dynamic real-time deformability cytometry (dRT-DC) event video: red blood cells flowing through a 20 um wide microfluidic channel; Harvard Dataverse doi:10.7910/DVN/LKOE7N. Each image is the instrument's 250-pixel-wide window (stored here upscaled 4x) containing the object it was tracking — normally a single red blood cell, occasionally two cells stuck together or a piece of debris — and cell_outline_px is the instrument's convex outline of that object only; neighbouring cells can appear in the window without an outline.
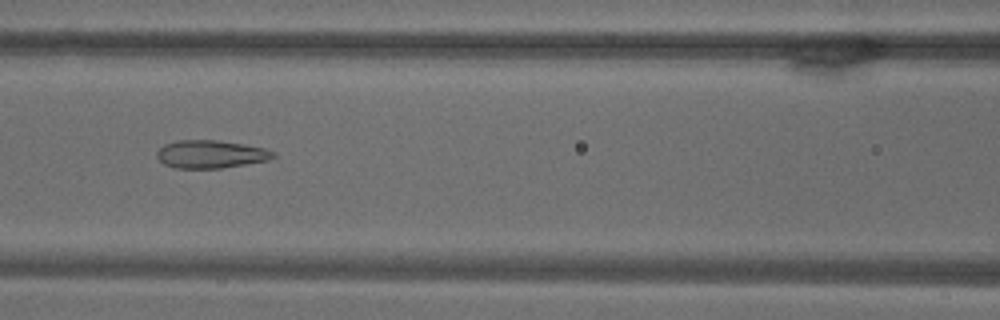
{"species": "common noctule bat (a hibernating species)", "species_latin": "Nyctalus noctula", "temperature_condition": "warm", "stored_images_in_passage": 69, "camera_frame_rate_fps": 3000, "um_per_image_px": 0.085, "animal": {"sex": "male", "body_mass_g": 18.8}, "frame": {"image": 1, "passage_image": 31, "time_ms": 10.0, "image_size_px": [1000, 320], "cell_outline_px": [[276, 156], [268, 160], [220, 168], [176, 168], [164, 164], [156, 156], [156, 152], [164, 144], [176, 140], [216, 140], [244, 144], [264, 148], [276, 152]], "centroid_in_image_um": [17.9, 13.1], "position_along_channel_um": 148.7, "area_um2": 18.9}}
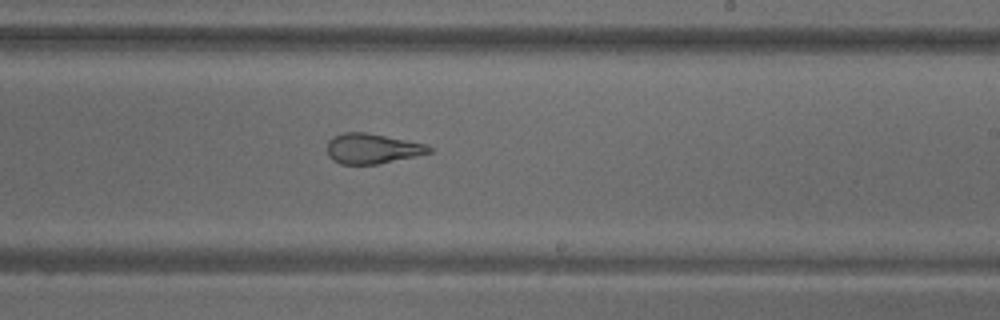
{"frame": {"image": 2, "passage_image": 42, "time_ms": 13.667, "image_size_px": [1000, 320], "cell_outline_px": [[432, 152], [416, 156], [376, 164], [340, 164], [332, 160], [328, 156], [328, 140], [332, 136], [344, 132], [368, 132], [424, 144], [432, 148]], "centroid_in_image_um": [31.6, 12.62], "position_along_channel_um": 257.4, "area_um2": 17.86}}
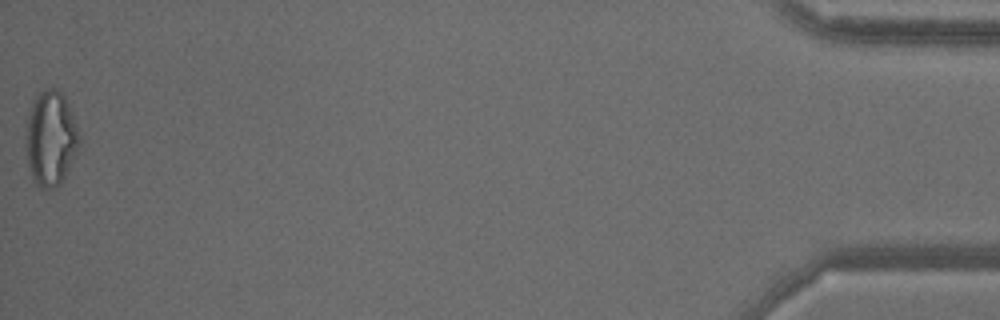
{"frame": {"image": 3, "passage_image": 69, "time_ms": 22.667, "image_size_px": [1000, 320], "cell_outline_px": [[80, 144], [60, 184], [56, 188], [40, 188], [32, 180], [24, 148], [24, 124], [28, 112], [36, 96], [40, 92], [48, 88], [56, 88], [64, 96], [80, 136]], "centroid_in_image_um": [4.24, 11.78], "position_along_channel_um": 431.0, "area_um2": 29.77}}